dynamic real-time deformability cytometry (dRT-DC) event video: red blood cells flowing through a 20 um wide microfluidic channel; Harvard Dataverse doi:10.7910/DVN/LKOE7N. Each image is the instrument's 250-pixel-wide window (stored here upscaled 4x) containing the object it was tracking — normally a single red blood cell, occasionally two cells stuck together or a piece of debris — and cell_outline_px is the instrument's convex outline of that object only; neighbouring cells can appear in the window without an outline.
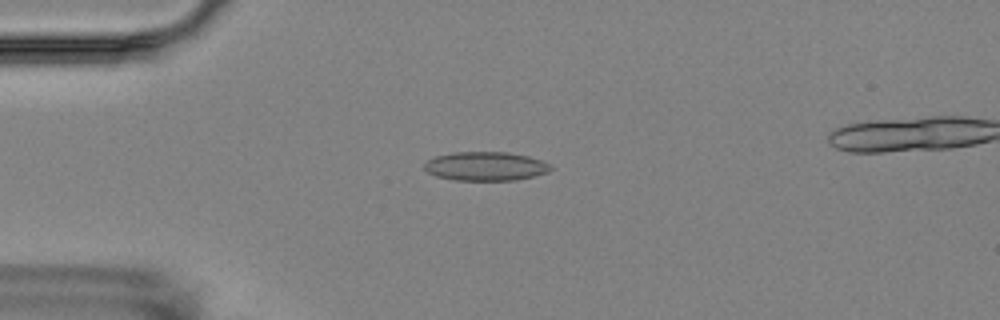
{"species": "Egyptian fruit bat (a non-hibernating species)", "species_latin": "Rousettus aegyptiacus", "temperature_condition": "room temperature", "stored_images_in_passage": 8, "camera_frame_rate_fps": 3000, "um_per_image_px": 0.085, "animal": {"sex": "female"}, "frame": {"image": 1, "passage_image": 1, "time_ms": 0.0, "image_size_px": [1000, 320], "cell_outline_px": [[552, 168], [548, 172], [536, 176], [516, 180], [456, 180], [436, 176], [428, 172], [424, 168], [424, 160], [436, 156], [452, 152], [508, 152], [528, 156], [552, 164]], "centroid_in_image_um": [41.28, 14.12], "position_along_channel_um": 43.7, "area_um2": 21.44}}
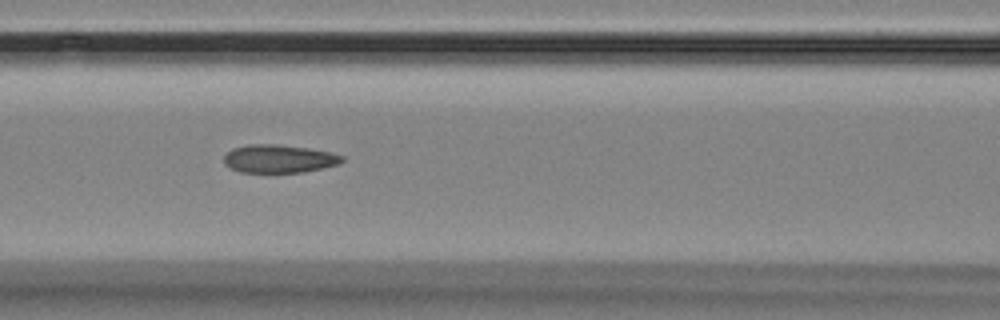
{"frame": {"image": 2, "passage_image": 4, "time_ms": 3.333, "image_size_px": [1000, 320], "cell_outline_px": [[344, 160], [336, 164], [304, 172], [240, 172], [224, 164], [224, 156], [232, 148], [248, 144], [276, 144], [308, 148], [332, 152], [344, 156]], "centroid_in_image_um": [23.7, 13.48], "position_along_channel_um": 142.9, "area_um2": 19.25}}
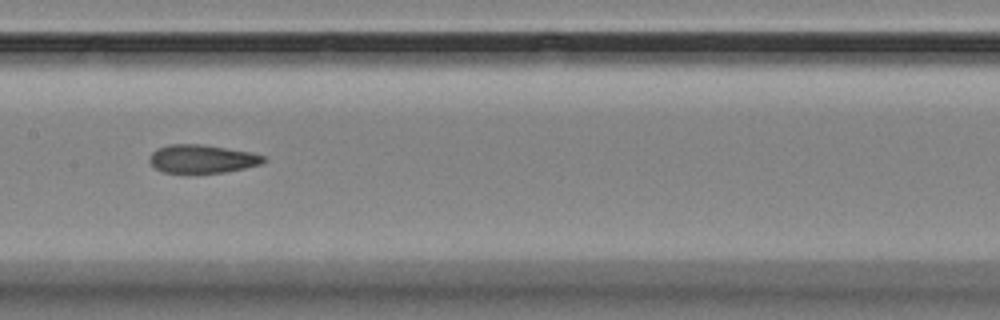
{"frame": {"image": 3, "passage_image": 5, "time_ms": 4.667, "image_size_px": [1000, 320], "cell_outline_px": [[268, 160], [260, 164], [244, 168], [224, 172], [164, 172], [156, 168], [148, 160], [148, 156], [156, 148], [168, 144], [204, 144], [252, 152], [264, 156]], "centroid_in_image_um": [17.18, 13.48], "position_along_channel_um": 190.2, "area_um2": 18.84}}